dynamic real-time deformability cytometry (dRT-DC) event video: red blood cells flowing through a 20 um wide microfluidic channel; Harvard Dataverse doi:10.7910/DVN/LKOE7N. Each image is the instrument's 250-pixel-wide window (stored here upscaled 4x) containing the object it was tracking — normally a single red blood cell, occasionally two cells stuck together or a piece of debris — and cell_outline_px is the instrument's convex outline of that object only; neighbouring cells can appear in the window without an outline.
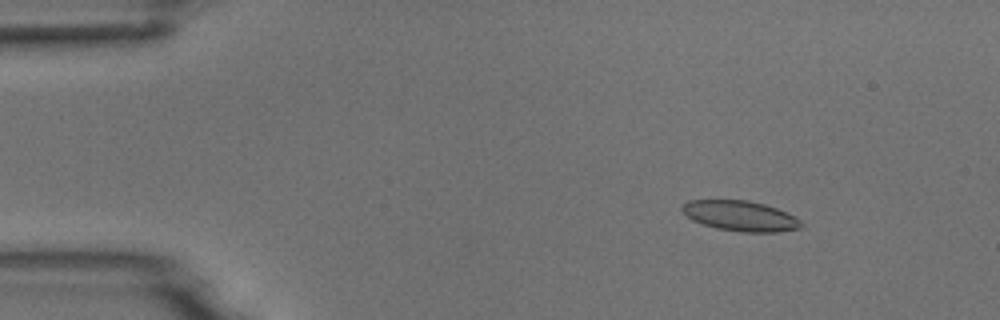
{"species": "common noctule bat (a hibernating species)", "species_latin": "Nyctalus noctula", "temperature_condition": "room temperature", "stored_images_in_passage": 4, "camera_frame_rate_fps": 3000, "um_per_image_px": 0.085, "animal": {"sex": "male", "body_mass_g": 18.8}, "frame": {"image": 1, "passage_image": 1, "time_ms": 0.0, "image_size_px": [1000, 320], "cell_outline_px": [[804, 224], [800, 228], [776, 232], [740, 232], [716, 228], [692, 220], [680, 212], [680, 204], [688, 200], [748, 200], [764, 204], [776, 208], [796, 216]], "centroid_in_image_um": [62.89, 18.34], "position_along_channel_um": 22.1, "area_um2": 21.27}}